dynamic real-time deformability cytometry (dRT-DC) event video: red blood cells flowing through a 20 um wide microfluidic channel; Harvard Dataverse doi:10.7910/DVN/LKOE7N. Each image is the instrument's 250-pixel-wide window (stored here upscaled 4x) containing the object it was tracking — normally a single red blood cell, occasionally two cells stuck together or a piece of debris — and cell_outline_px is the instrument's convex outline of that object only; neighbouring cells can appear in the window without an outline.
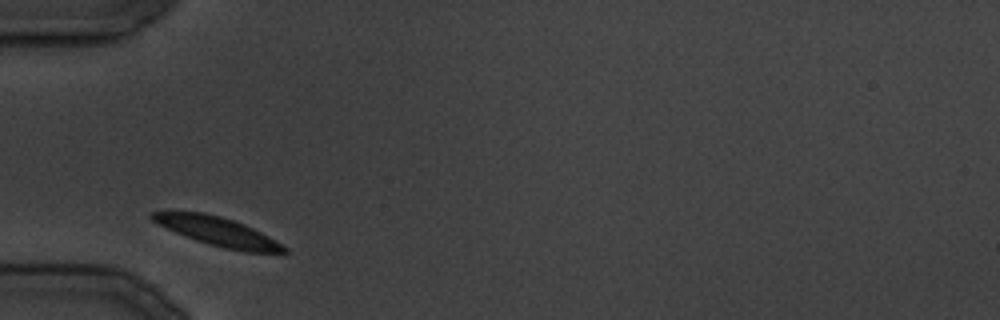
{"species": "common noctule bat (a hibernating species)", "species_latin": "Nyctalus noctula", "temperature_condition": "cold", "stored_images_in_passage": 23, "camera_frame_rate_fps": 3000, "um_per_image_px": 0.085, "animal": {"sex": "male", "body_mass_g": 19.5, "forearm_length_mm": 54.6}, "frame": {"image": 1, "passage_image": 1, "time_ms": 0.0, "image_size_px": [1000, 320], "cell_outline_px": [[288, 252], [244, 252], [224, 248], [208, 244], [184, 236], [156, 224], [148, 216], [148, 212], [168, 208], [204, 212], [220, 216], [244, 224], [268, 236], [288, 248]], "centroid_in_image_um": [18.33, 19.61], "position_along_channel_um": 66.7, "area_um2": 22.83}}
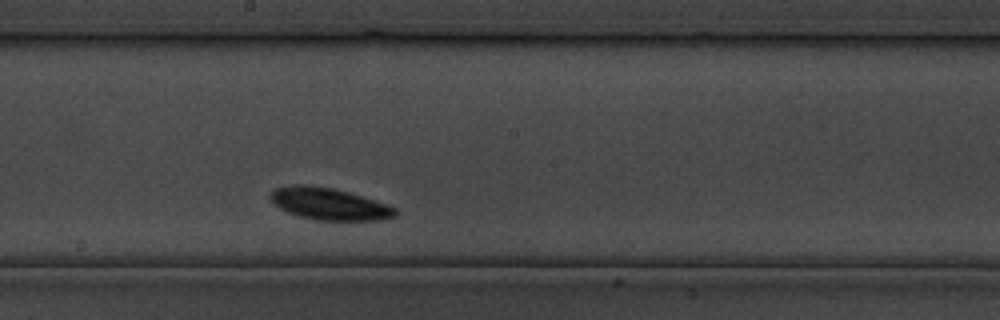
{"frame": {"image": 2, "passage_image": 10, "time_ms": 11.0, "image_size_px": [1000, 320], "cell_outline_px": [[396, 216], [380, 220], [316, 220], [300, 216], [288, 212], [280, 208], [268, 196], [276, 188], [292, 184], [300, 184], [332, 188], [348, 192], [388, 204], [396, 208]], "centroid_in_image_um": [27.99, 17.33], "position_along_channel_um": 220.2, "area_um2": 23.0}}
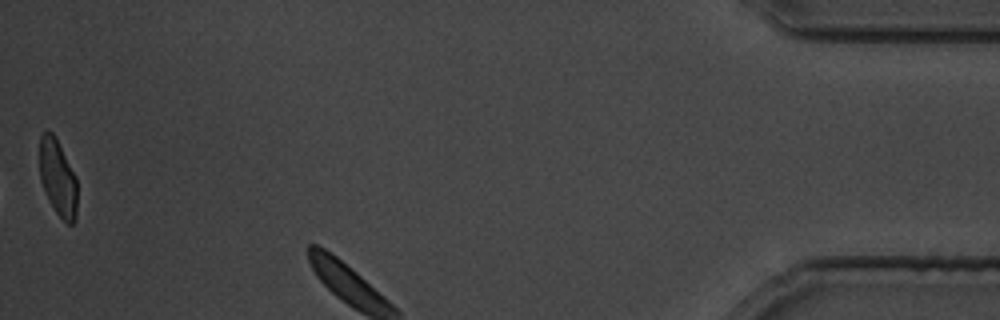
{"frame": {"image": 3, "passage_image": 23, "time_ms": 26.667, "image_size_px": [1000, 320], "cell_outline_px": [[76, 220], [72, 224], [68, 224], [56, 212], [48, 200], [40, 180], [40, 136], [48, 128], [56, 136], [76, 176]], "centroid_in_image_um": [4.91, 15.08], "position_along_channel_um": 430.3, "area_um2": 16.88}}